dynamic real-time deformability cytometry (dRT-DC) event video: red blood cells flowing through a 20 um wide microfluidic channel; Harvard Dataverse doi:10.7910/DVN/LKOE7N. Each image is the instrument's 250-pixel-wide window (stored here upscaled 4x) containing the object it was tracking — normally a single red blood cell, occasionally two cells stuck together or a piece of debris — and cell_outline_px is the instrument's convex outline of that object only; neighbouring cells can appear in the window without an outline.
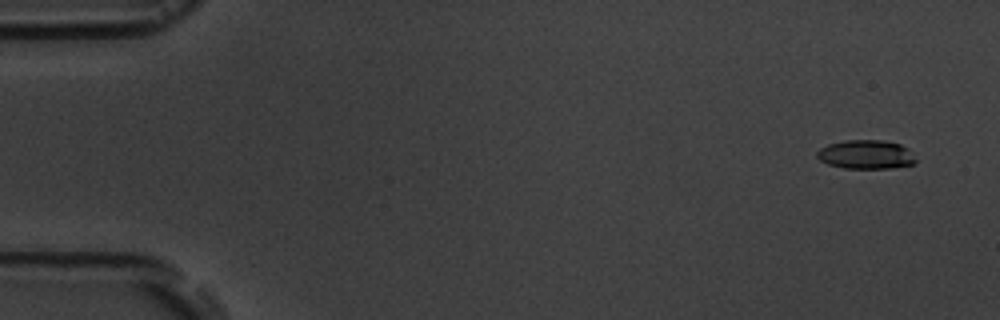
{"species": "common noctule bat (a hibernating species)", "species_latin": "Nyctalus noctula", "temperature_condition": "room temperature", "stored_images_in_passage": 5, "camera_frame_rate_fps": 3000, "um_per_image_px": 0.085, "animal": {"sex": "male", "body_mass_g": 19.5, "forearm_length_mm": 54.6}, "frame": {"image": 1, "passage_image": 1, "time_ms": 0.0, "image_size_px": [1000, 320], "cell_outline_px": [[916, 164], [892, 168], [844, 168], [828, 164], [820, 160], [816, 156], [816, 152], [820, 148], [828, 144], [844, 140], [884, 140], [900, 144], [908, 148], [916, 160]], "centroid_in_image_um": [73.61, 13.13], "position_along_channel_um": 11.4, "area_um2": 16.76}}
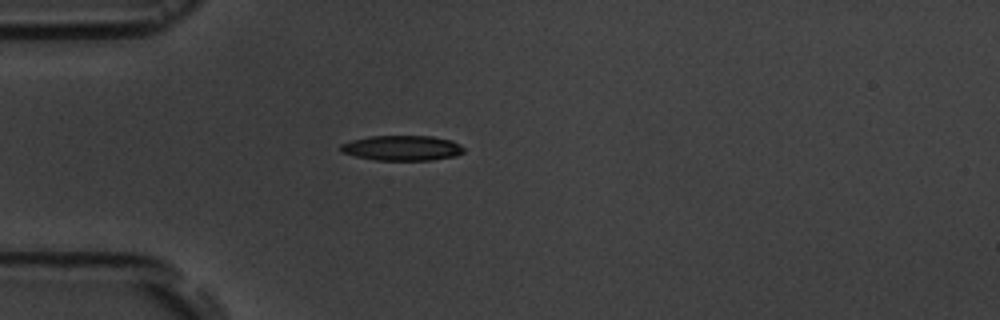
{"frame": {"image": 2, "passage_image": 5, "time_ms": 4.333, "image_size_px": [1000, 320], "cell_outline_px": [[464, 152], [456, 156], [432, 160], [376, 160], [356, 156], [340, 152], [340, 144], [352, 140], [368, 136], [432, 136], [452, 140], [460, 144], [464, 148]], "centroid_in_image_um": [34.19, 12.58], "position_along_channel_um": 50.8, "area_um2": 18.15}}